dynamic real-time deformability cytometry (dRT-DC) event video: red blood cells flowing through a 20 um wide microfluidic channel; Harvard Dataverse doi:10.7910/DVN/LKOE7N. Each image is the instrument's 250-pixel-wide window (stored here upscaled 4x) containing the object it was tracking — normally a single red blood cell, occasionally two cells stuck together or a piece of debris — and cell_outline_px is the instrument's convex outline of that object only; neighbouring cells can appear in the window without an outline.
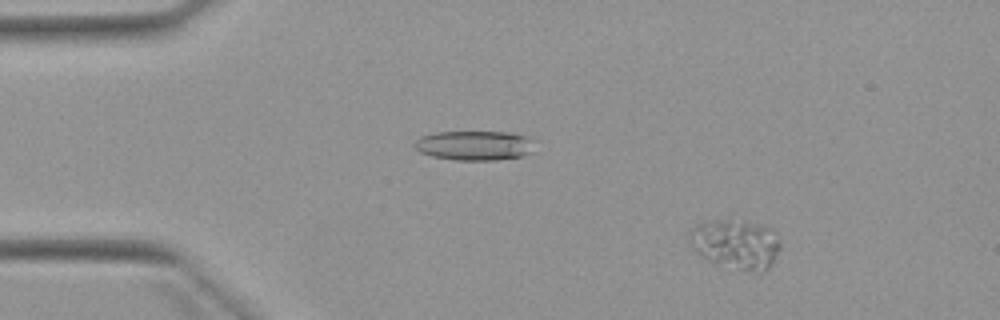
{"species": "Egyptian fruit bat (a non-hibernating species)", "species_latin": "Rousettus aegyptiacus", "temperature_condition": "warm", "stored_images_in_passage": 6, "camera_frame_rate_fps": 3000, "um_per_image_px": 0.085, "animal": {"sex": "female"}, "frame": {"image": 1, "passage_image": 3, "time_ms": 3.333, "image_size_px": [1000, 320], "cell_outline_px": [[780, 248], [768, 268], [764, 272], [744, 272], [716, 264], [708, 260], [696, 252], [688, 244], [688, 232], [696, 224], [728, 216], [764, 224], [772, 228], [776, 232], [780, 240]], "centroid_in_image_um": [62.53, 20.7], "position_along_channel_um": 22.5, "area_um2": 27.57}}